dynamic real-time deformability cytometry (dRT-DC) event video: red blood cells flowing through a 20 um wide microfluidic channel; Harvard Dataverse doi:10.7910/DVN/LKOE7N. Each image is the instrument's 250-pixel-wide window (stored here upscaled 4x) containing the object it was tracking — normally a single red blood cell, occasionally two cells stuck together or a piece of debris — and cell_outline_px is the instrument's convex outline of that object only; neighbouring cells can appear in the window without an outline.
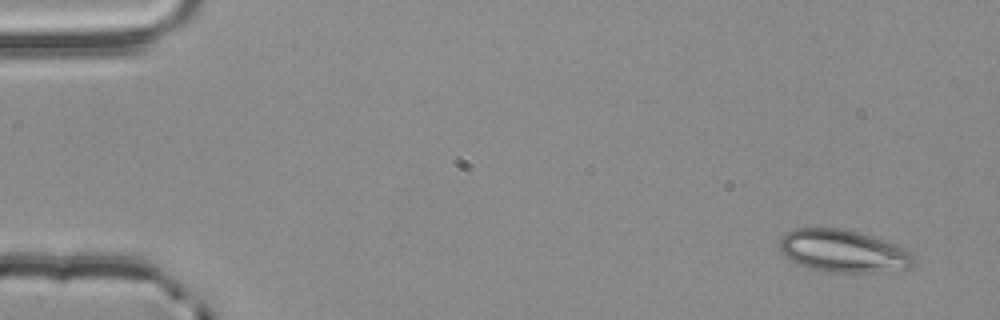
{"species": "common noctule bat (a hibernating species)", "species_latin": "Nyctalus noctula", "temperature_condition": "room temperature", "stored_images_in_passage": 5, "camera_frame_rate_fps": 3000, "um_per_image_px": 0.085, "animal": {"sex": "male", "body_mass_g": 20.4}, "frame": {"image": 1, "passage_image": 1, "time_ms": 0.0, "image_size_px": [1000, 320], "cell_outline_px": [[916, 256], [912, 264], [908, 268], [872, 272], [832, 272], [808, 268], [784, 256], [780, 248], [780, 240], [788, 232], [796, 228], [840, 228], [856, 232], [884, 240], [896, 244], [912, 252]], "centroid_in_image_um": [71.69, 21.34], "position_along_channel_um": 13.3, "area_um2": 32.83}}
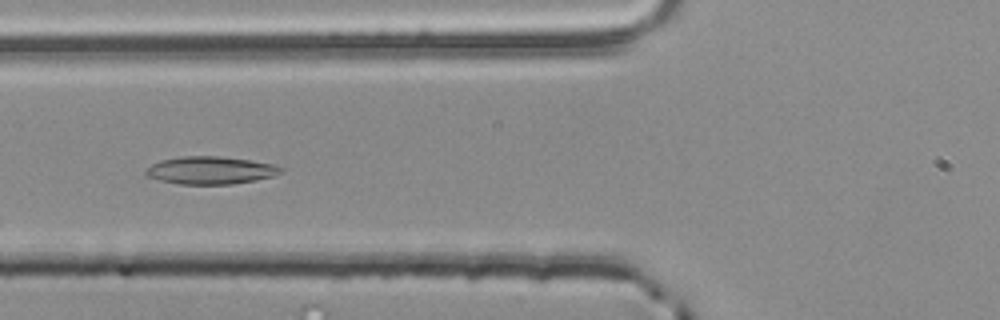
{"frame": {"image": 2, "passage_image": 5, "time_ms": 1.333, "image_size_px": [1000, 320], "cell_outline_px": [[284, 172], [272, 176], [256, 180], [232, 184], [180, 184], [160, 180], [148, 176], [144, 172], [144, 168], [160, 160], [184, 156], [220, 156], [248, 160], [272, 164], [284, 168]], "centroid_in_image_um": [17.88, 14.47], "position_along_channel_um": 107.9, "area_um2": 21.73}}